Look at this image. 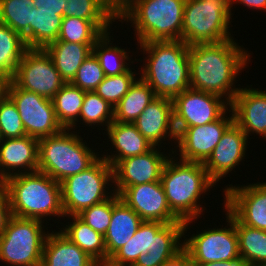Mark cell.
<instances>
[{"label":"cell","instance_id":"277c9868","mask_svg":"<svg viewBox=\"0 0 266 266\" xmlns=\"http://www.w3.org/2000/svg\"><path fill=\"white\" fill-rule=\"evenodd\" d=\"M11 214L20 218L45 219L64 217L61 184L48 174L36 171L17 174L5 179ZM45 218V219H44Z\"/></svg>","mask_w":266,"mask_h":266},{"label":"cell","instance_id":"ee69618b","mask_svg":"<svg viewBox=\"0 0 266 266\" xmlns=\"http://www.w3.org/2000/svg\"><path fill=\"white\" fill-rule=\"evenodd\" d=\"M64 1L65 0H33L35 8L58 11V15H63Z\"/></svg>","mask_w":266,"mask_h":266},{"label":"cell","instance_id":"7402d4cb","mask_svg":"<svg viewBox=\"0 0 266 266\" xmlns=\"http://www.w3.org/2000/svg\"><path fill=\"white\" fill-rule=\"evenodd\" d=\"M105 131L104 133H107L105 135L108 136L107 140L111 142L112 150L116 153L103 152L106 155L101 154V157L112 167L124 158L145 154L154 147L133 123L113 121Z\"/></svg>","mask_w":266,"mask_h":266},{"label":"cell","instance_id":"d6a6232c","mask_svg":"<svg viewBox=\"0 0 266 266\" xmlns=\"http://www.w3.org/2000/svg\"><path fill=\"white\" fill-rule=\"evenodd\" d=\"M85 91L66 83L51 99L58 123L70 129L79 119Z\"/></svg>","mask_w":266,"mask_h":266},{"label":"cell","instance_id":"484cf974","mask_svg":"<svg viewBox=\"0 0 266 266\" xmlns=\"http://www.w3.org/2000/svg\"><path fill=\"white\" fill-rule=\"evenodd\" d=\"M165 225L157 221H143L133 237L109 258L105 266H133L142 253L153 249L154 237Z\"/></svg>","mask_w":266,"mask_h":266},{"label":"cell","instance_id":"f6af8a7d","mask_svg":"<svg viewBox=\"0 0 266 266\" xmlns=\"http://www.w3.org/2000/svg\"><path fill=\"white\" fill-rule=\"evenodd\" d=\"M161 266H193L189 253L183 248L174 257L166 260Z\"/></svg>","mask_w":266,"mask_h":266},{"label":"cell","instance_id":"8992f818","mask_svg":"<svg viewBox=\"0 0 266 266\" xmlns=\"http://www.w3.org/2000/svg\"><path fill=\"white\" fill-rule=\"evenodd\" d=\"M77 131L63 128L57 134L39 139L37 171L61 183L90 167L100 157L99 152L92 145L90 148Z\"/></svg>","mask_w":266,"mask_h":266},{"label":"cell","instance_id":"44dd1931","mask_svg":"<svg viewBox=\"0 0 266 266\" xmlns=\"http://www.w3.org/2000/svg\"><path fill=\"white\" fill-rule=\"evenodd\" d=\"M39 139L25 135L0 141V173L4 179L38 170Z\"/></svg>","mask_w":266,"mask_h":266},{"label":"cell","instance_id":"8d00e7d4","mask_svg":"<svg viewBox=\"0 0 266 266\" xmlns=\"http://www.w3.org/2000/svg\"><path fill=\"white\" fill-rule=\"evenodd\" d=\"M83 121V122H81ZM114 121V108L96 92H85L78 121L70 128L77 129L79 122L88 127L105 130ZM78 123V124H77ZM85 123V124H84ZM98 125V126H97ZM99 126H103L102 128ZM105 126V128H104ZM107 126V127H106Z\"/></svg>","mask_w":266,"mask_h":266},{"label":"cell","instance_id":"7a4b0ae2","mask_svg":"<svg viewBox=\"0 0 266 266\" xmlns=\"http://www.w3.org/2000/svg\"><path fill=\"white\" fill-rule=\"evenodd\" d=\"M137 48L147 55L144 66L140 67V78L156 96L173 99L190 88L189 46L186 43L182 40L149 41L139 43Z\"/></svg>","mask_w":266,"mask_h":266},{"label":"cell","instance_id":"c3c4849f","mask_svg":"<svg viewBox=\"0 0 266 266\" xmlns=\"http://www.w3.org/2000/svg\"><path fill=\"white\" fill-rule=\"evenodd\" d=\"M107 4L117 13L125 9L133 0H105Z\"/></svg>","mask_w":266,"mask_h":266},{"label":"cell","instance_id":"7c38bea8","mask_svg":"<svg viewBox=\"0 0 266 266\" xmlns=\"http://www.w3.org/2000/svg\"><path fill=\"white\" fill-rule=\"evenodd\" d=\"M177 135L187 127L202 126L220 119L230 103L219 95L188 88L173 99Z\"/></svg>","mask_w":266,"mask_h":266},{"label":"cell","instance_id":"f35d334b","mask_svg":"<svg viewBox=\"0 0 266 266\" xmlns=\"http://www.w3.org/2000/svg\"><path fill=\"white\" fill-rule=\"evenodd\" d=\"M133 70L135 69L130 68L126 73L120 75L105 76L94 92L114 108L138 79L136 75L140 73Z\"/></svg>","mask_w":266,"mask_h":266},{"label":"cell","instance_id":"8fae6325","mask_svg":"<svg viewBox=\"0 0 266 266\" xmlns=\"http://www.w3.org/2000/svg\"><path fill=\"white\" fill-rule=\"evenodd\" d=\"M12 81L24 90L52 99L66 84L45 49H27Z\"/></svg>","mask_w":266,"mask_h":266},{"label":"cell","instance_id":"d4e9b609","mask_svg":"<svg viewBox=\"0 0 266 266\" xmlns=\"http://www.w3.org/2000/svg\"><path fill=\"white\" fill-rule=\"evenodd\" d=\"M184 221L166 224L154 237L153 249L142 253L133 266H161L183 249Z\"/></svg>","mask_w":266,"mask_h":266},{"label":"cell","instance_id":"ba28073f","mask_svg":"<svg viewBox=\"0 0 266 266\" xmlns=\"http://www.w3.org/2000/svg\"><path fill=\"white\" fill-rule=\"evenodd\" d=\"M113 183V167L101 156L86 170L63 180L60 184L65 216L77 215L110 198L115 193ZM109 185L112 190L108 192Z\"/></svg>","mask_w":266,"mask_h":266},{"label":"cell","instance_id":"d590c367","mask_svg":"<svg viewBox=\"0 0 266 266\" xmlns=\"http://www.w3.org/2000/svg\"><path fill=\"white\" fill-rule=\"evenodd\" d=\"M239 253L247 265L266 264V231L243 225L235 217Z\"/></svg>","mask_w":266,"mask_h":266},{"label":"cell","instance_id":"3957f363","mask_svg":"<svg viewBox=\"0 0 266 266\" xmlns=\"http://www.w3.org/2000/svg\"><path fill=\"white\" fill-rule=\"evenodd\" d=\"M175 156L177 155H171L167 160L161 174V183L169 208L184 221L185 239L191 223L197 221L206 210L200 204L201 195L203 198L216 184L208 176L203 163L183 161Z\"/></svg>","mask_w":266,"mask_h":266},{"label":"cell","instance_id":"e575fe53","mask_svg":"<svg viewBox=\"0 0 266 266\" xmlns=\"http://www.w3.org/2000/svg\"><path fill=\"white\" fill-rule=\"evenodd\" d=\"M27 49L20 34L0 23V74L8 76L12 80Z\"/></svg>","mask_w":266,"mask_h":266},{"label":"cell","instance_id":"9c48e42d","mask_svg":"<svg viewBox=\"0 0 266 266\" xmlns=\"http://www.w3.org/2000/svg\"><path fill=\"white\" fill-rule=\"evenodd\" d=\"M43 223L12 215L0 235V262L8 266H40L49 233Z\"/></svg>","mask_w":266,"mask_h":266},{"label":"cell","instance_id":"ac0fdd59","mask_svg":"<svg viewBox=\"0 0 266 266\" xmlns=\"http://www.w3.org/2000/svg\"><path fill=\"white\" fill-rule=\"evenodd\" d=\"M248 137L244 131L233 122L222 135L218 145L203 163L210 179L217 184L223 177L245 161Z\"/></svg>","mask_w":266,"mask_h":266},{"label":"cell","instance_id":"60d3db41","mask_svg":"<svg viewBox=\"0 0 266 266\" xmlns=\"http://www.w3.org/2000/svg\"><path fill=\"white\" fill-rule=\"evenodd\" d=\"M0 134L2 139L20 138L26 135L16 105L8 96L0 102Z\"/></svg>","mask_w":266,"mask_h":266},{"label":"cell","instance_id":"6da1fadb","mask_svg":"<svg viewBox=\"0 0 266 266\" xmlns=\"http://www.w3.org/2000/svg\"><path fill=\"white\" fill-rule=\"evenodd\" d=\"M235 41L189 46L190 88L233 101L240 90L235 87L236 77L248 66L252 55Z\"/></svg>","mask_w":266,"mask_h":266},{"label":"cell","instance_id":"b9f144b4","mask_svg":"<svg viewBox=\"0 0 266 266\" xmlns=\"http://www.w3.org/2000/svg\"><path fill=\"white\" fill-rule=\"evenodd\" d=\"M113 195L103 202L82 210L77 216L96 232L105 235L112 217Z\"/></svg>","mask_w":266,"mask_h":266},{"label":"cell","instance_id":"f1b7e54d","mask_svg":"<svg viewBox=\"0 0 266 266\" xmlns=\"http://www.w3.org/2000/svg\"><path fill=\"white\" fill-rule=\"evenodd\" d=\"M117 20H85L77 17H63L59 32V41L95 44L107 32L113 22Z\"/></svg>","mask_w":266,"mask_h":266},{"label":"cell","instance_id":"9a60e30c","mask_svg":"<svg viewBox=\"0 0 266 266\" xmlns=\"http://www.w3.org/2000/svg\"><path fill=\"white\" fill-rule=\"evenodd\" d=\"M171 148V152L164 154L160 147H153L145 154L120 160L113 167L114 192L119 195L126 187L160 181L167 160L174 155L175 149Z\"/></svg>","mask_w":266,"mask_h":266},{"label":"cell","instance_id":"f546056e","mask_svg":"<svg viewBox=\"0 0 266 266\" xmlns=\"http://www.w3.org/2000/svg\"><path fill=\"white\" fill-rule=\"evenodd\" d=\"M156 97L154 90L139 76L114 107V121L134 123L146 106Z\"/></svg>","mask_w":266,"mask_h":266},{"label":"cell","instance_id":"4dcf8cb0","mask_svg":"<svg viewBox=\"0 0 266 266\" xmlns=\"http://www.w3.org/2000/svg\"><path fill=\"white\" fill-rule=\"evenodd\" d=\"M111 32L104 33L94 44L92 48V53L98 59L101 68L103 69L105 76H115L126 73L131 66L130 63L135 62L132 61L129 57V52L121 46H114L112 43L114 40L110 35ZM112 38V39H111ZM130 61V62H127Z\"/></svg>","mask_w":266,"mask_h":266},{"label":"cell","instance_id":"7bdbcfd3","mask_svg":"<svg viewBox=\"0 0 266 266\" xmlns=\"http://www.w3.org/2000/svg\"><path fill=\"white\" fill-rule=\"evenodd\" d=\"M12 216L8 196L3 186H0V235L6 229L7 223Z\"/></svg>","mask_w":266,"mask_h":266},{"label":"cell","instance_id":"bcb514c9","mask_svg":"<svg viewBox=\"0 0 266 266\" xmlns=\"http://www.w3.org/2000/svg\"><path fill=\"white\" fill-rule=\"evenodd\" d=\"M193 266H248L245 259L239 255L236 258L224 261H215L208 263H193Z\"/></svg>","mask_w":266,"mask_h":266},{"label":"cell","instance_id":"ab89813d","mask_svg":"<svg viewBox=\"0 0 266 266\" xmlns=\"http://www.w3.org/2000/svg\"><path fill=\"white\" fill-rule=\"evenodd\" d=\"M104 72L98 59L92 53L78 68L76 76L70 82L85 92L95 91L97 86L104 80Z\"/></svg>","mask_w":266,"mask_h":266},{"label":"cell","instance_id":"52a82bcc","mask_svg":"<svg viewBox=\"0 0 266 266\" xmlns=\"http://www.w3.org/2000/svg\"><path fill=\"white\" fill-rule=\"evenodd\" d=\"M232 15L230 0H186L182 41L191 46L234 39L229 32Z\"/></svg>","mask_w":266,"mask_h":266},{"label":"cell","instance_id":"74e56055","mask_svg":"<svg viewBox=\"0 0 266 266\" xmlns=\"http://www.w3.org/2000/svg\"><path fill=\"white\" fill-rule=\"evenodd\" d=\"M85 20H118L117 13L105 0H65L63 17Z\"/></svg>","mask_w":266,"mask_h":266},{"label":"cell","instance_id":"e0dca14e","mask_svg":"<svg viewBox=\"0 0 266 266\" xmlns=\"http://www.w3.org/2000/svg\"><path fill=\"white\" fill-rule=\"evenodd\" d=\"M119 197L143 221L165 224L182 221L169 208L161 180L126 187Z\"/></svg>","mask_w":266,"mask_h":266},{"label":"cell","instance_id":"d6986e66","mask_svg":"<svg viewBox=\"0 0 266 266\" xmlns=\"http://www.w3.org/2000/svg\"><path fill=\"white\" fill-rule=\"evenodd\" d=\"M133 124L154 147H162L163 141L166 140L176 145L177 133L171 98L157 96Z\"/></svg>","mask_w":266,"mask_h":266},{"label":"cell","instance_id":"5b68a950","mask_svg":"<svg viewBox=\"0 0 266 266\" xmlns=\"http://www.w3.org/2000/svg\"><path fill=\"white\" fill-rule=\"evenodd\" d=\"M185 3L186 0H133L118 14V21L132 23L137 43L182 40Z\"/></svg>","mask_w":266,"mask_h":266},{"label":"cell","instance_id":"7dc6e473","mask_svg":"<svg viewBox=\"0 0 266 266\" xmlns=\"http://www.w3.org/2000/svg\"><path fill=\"white\" fill-rule=\"evenodd\" d=\"M239 3L250 9L265 10L266 12V0H230V8L233 9V4Z\"/></svg>","mask_w":266,"mask_h":266},{"label":"cell","instance_id":"681fc988","mask_svg":"<svg viewBox=\"0 0 266 266\" xmlns=\"http://www.w3.org/2000/svg\"><path fill=\"white\" fill-rule=\"evenodd\" d=\"M10 82L11 79L8 76L0 74V102L8 96Z\"/></svg>","mask_w":266,"mask_h":266},{"label":"cell","instance_id":"1f68e13d","mask_svg":"<svg viewBox=\"0 0 266 266\" xmlns=\"http://www.w3.org/2000/svg\"><path fill=\"white\" fill-rule=\"evenodd\" d=\"M31 12L30 49H45L58 39L63 15L35 7Z\"/></svg>","mask_w":266,"mask_h":266},{"label":"cell","instance_id":"603a6c76","mask_svg":"<svg viewBox=\"0 0 266 266\" xmlns=\"http://www.w3.org/2000/svg\"><path fill=\"white\" fill-rule=\"evenodd\" d=\"M142 222L141 217L114 193L111 222L104 235L106 264L109 258L133 237Z\"/></svg>","mask_w":266,"mask_h":266},{"label":"cell","instance_id":"5bb4252c","mask_svg":"<svg viewBox=\"0 0 266 266\" xmlns=\"http://www.w3.org/2000/svg\"><path fill=\"white\" fill-rule=\"evenodd\" d=\"M231 112V113H230ZM227 113H229V116ZM234 122L231 109L220 119L202 126L184 128L178 135L176 150L173 154L179 155V159L188 162L204 163L218 145L226 129ZM179 152V153H177Z\"/></svg>","mask_w":266,"mask_h":266},{"label":"cell","instance_id":"f907efd6","mask_svg":"<svg viewBox=\"0 0 266 266\" xmlns=\"http://www.w3.org/2000/svg\"><path fill=\"white\" fill-rule=\"evenodd\" d=\"M5 182V179L2 177L1 173H0V186H3Z\"/></svg>","mask_w":266,"mask_h":266},{"label":"cell","instance_id":"30bf717a","mask_svg":"<svg viewBox=\"0 0 266 266\" xmlns=\"http://www.w3.org/2000/svg\"><path fill=\"white\" fill-rule=\"evenodd\" d=\"M227 226L208 228L184 240L183 248L193 263H208L236 258L240 255L235 216L225 207ZM229 226V227H228Z\"/></svg>","mask_w":266,"mask_h":266},{"label":"cell","instance_id":"2e32d148","mask_svg":"<svg viewBox=\"0 0 266 266\" xmlns=\"http://www.w3.org/2000/svg\"><path fill=\"white\" fill-rule=\"evenodd\" d=\"M247 184L226 185L224 207L243 225L266 231V182Z\"/></svg>","mask_w":266,"mask_h":266},{"label":"cell","instance_id":"4fadbf2b","mask_svg":"<svg viewBox=\"0 0 266 266\" xmlns=\"http://www.w3.org/2000/svg\"><path fill=\"white\" fill-rule=\"evenodd\" d=\"M8 97L16 105L26 135L41 139L63 129L57 121L51 99L19 88L12 80Z\"/></svg>","mask_w":266,"mask_h":266},{"label":"cell","instance_id":"816d5d0a","mask_svg":"<svg viewBox=\"0 0 266 266\" xmlns=\"http://www.w3.org/2000/svg\"><path fill=\"white\" fill-rule=\"evenodd\" d=\"M248 266H266V264L248 265Z\"/></svg>","mask_w":266,"mask_h":266},{"label":"cell","instance_id":"83f0119b","mask_svg":"<svg viewBox=\"0 0 266 266\" xmlns=\"http://www.w3.org/2000/svg\"><path fill=\"white\" fill-rule=\"evenodd\" d=\"M65 217L68 220L71 219L72 222H68L67 225H63L64 228L60 229L63 235L93 258L100 266H105L106 247L104 236L93 230L77 215Z\"/></svg>","mask_w":266,"mask_h":266},{"label":"cell","instance_id":"ffe728a7","mask_svg":"<svg viewBox=\"0 0 266 266\" xmlns=\"http://www.w3.org/2000/svg\"><path fill=\"white\" fill-rule=\"evenodd\" d=\"M234 122L246 136L256 134L266 139V89L240 88L230 103Z\"/></svg>","mask_w":266,"mask_h":266},{"label":"cell","instance_id":"cb8c5ba5","mask_svg":"<svg viewBox=\"0 0 266 266\" xmlns=\"http://www.w3.org/2000/svg\"><path fill=\"white\" fill-rule=\"evenodd\" d=\"M50 232L44 243L40 266H100L61 231Z\"/></svg>","mask_w":266,"mask_h":266},{"label":"cell","instance_id":"4316f807","mask_svg":"<svg viewBox=\"0 0 266 266\" xmlns=\"http://www.w3.org/2000/svg\"><path fill=\"white\" fill-rule=\"evenodd\" d=\"M94 44H80L56 40L45 50L51 56L56 69L66 83L76 76L83 61L92 54Z\"/></svg>","mask_w":266,"mask_h":266},{"label":"cell","instance_id":"836d02e7","mask_svg":"<svg viewBox=\"0 0 266 266\" xmlns=\"http://www.w3.org/2000/svg\"><path fill=\"white\" fill-rule=\"evenodd\" d=\"M33 8V0H0V23L20 34L29 49Z\"/></svg>","mask_w":266,"mask_h":266}]
</instances>
